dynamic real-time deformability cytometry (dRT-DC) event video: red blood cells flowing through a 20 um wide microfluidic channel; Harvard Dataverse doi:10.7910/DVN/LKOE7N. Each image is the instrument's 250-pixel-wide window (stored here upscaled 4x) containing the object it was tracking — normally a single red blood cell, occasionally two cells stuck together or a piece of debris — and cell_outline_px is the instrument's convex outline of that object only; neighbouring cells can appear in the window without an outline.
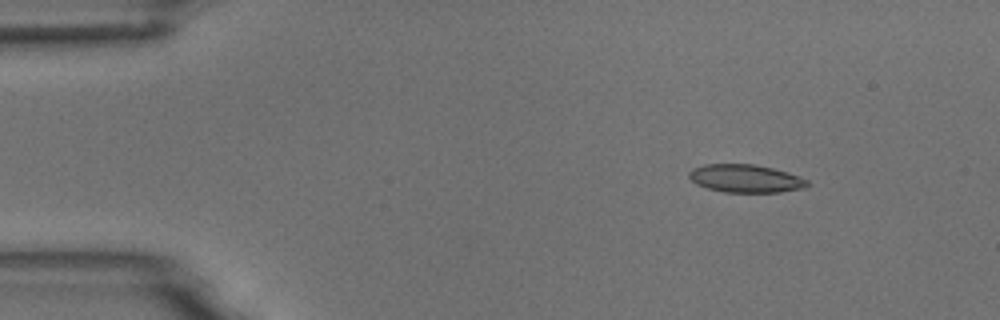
{"species": "common noctule bat (a hibernating species)", "species_latin": "Nyctalus noctula", "temperature_condition": "room temperature", "stored_images_in_passage": 4, "camera_frame_rate_fps": 3000, "um_per_image_px": 0.085, "animal": {"sex": "male", "body_mass_g": 18.8}, "frame": {"image": 1, "passage_image": 2, "time_ms": 1.333, "image_size_px": [1000, 320], "cell_outline_px": [[808, 184], [804, 188], [780, 192], [724, 192], [708, 188], [696, 184], [688, 176], [688, 172], [692, 168], [704, 164], [756, 164], [788, 172], [800, 176], [808, 180]], "centroid_in_image_um": [63.36, 15.16], "position_along_channel_um": 21.6, "area_um2": 19.36}}
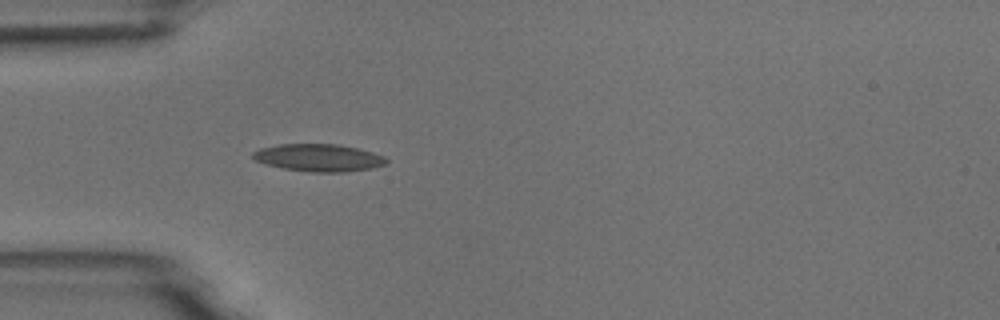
{"frame": {"image": 2, "passage_image": 4, "time_ms": 4.333, "image_size_px": [1000, 320], "cell_outline_px": [[388, 164], [372, 168], [344, 172], [312, 172], [284, 168], [264, 164], [256, 160], [252, 156], [252, 152], [260, 148], [280, 144], [340, 144], [372, 152], [384, 156], [388, 160]], "centroid_in_image_um": [27.1, 13.4], "position_along_channel_um": 57.9, "area_um2": 21.33}}